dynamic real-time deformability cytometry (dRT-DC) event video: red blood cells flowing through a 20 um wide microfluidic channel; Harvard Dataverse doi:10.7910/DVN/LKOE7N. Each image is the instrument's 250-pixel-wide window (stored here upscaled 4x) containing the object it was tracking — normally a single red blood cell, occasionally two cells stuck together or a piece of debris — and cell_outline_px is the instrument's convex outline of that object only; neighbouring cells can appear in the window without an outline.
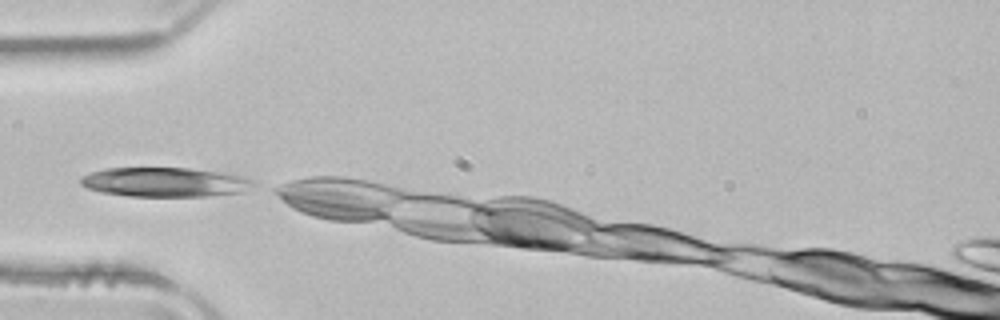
{"species": "common noctule bat (a hibernating species)", "species_latin": "Nyctalus noctula", "temperature_condition": "room temperature", "stored_images_in_passage": 4, "camera_frame_rate_fps": 3000, "um_per_image_px": 0.085, "animal": {"sex": "male", "body_mass_g": 21.5, "forearm_length_mm": 52.0}, "frame": {"image": 1, "passage_image": 1, "time_ms": 0.0, "image_size_px": [1000, 320], "cell_outline_px": [[256, 184], [244, 192], [208, 196], [128, 196], [100, 192], [88, 188], [80, 184], [80, 180], [84, 176], [92, 172], [104, 168], [188, 168], [228, 172], [252, 180]], "centroid_in_image_um": [14.05, 15.48], "position_along_channel_um": 70.9, "area_um2": 29.71}}